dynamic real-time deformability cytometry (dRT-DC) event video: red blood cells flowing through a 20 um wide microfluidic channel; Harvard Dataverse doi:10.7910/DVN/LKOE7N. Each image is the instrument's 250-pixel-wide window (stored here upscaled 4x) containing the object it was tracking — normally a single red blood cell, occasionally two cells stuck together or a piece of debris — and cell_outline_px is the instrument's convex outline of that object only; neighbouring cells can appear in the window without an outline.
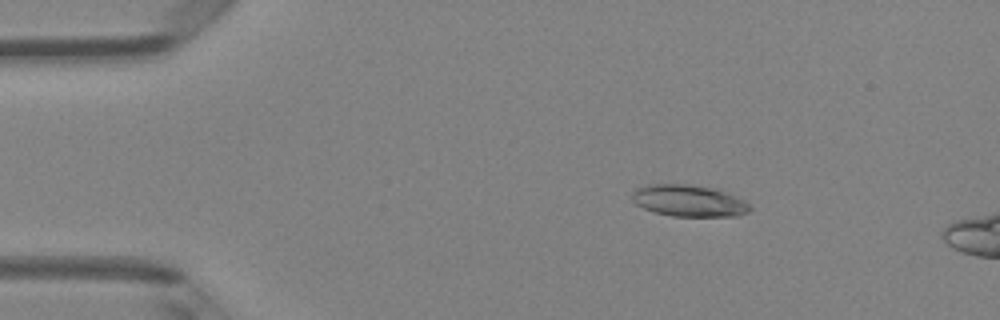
{"species": "Egyptian fruit bat (a non-hibernating species)", "species_latin": "Rousettus aegyptiacus", "temperature_condition": "room temperature", "stored_images_in_passage": 5, "camera_frame_rate_fps": 3000, "um_per_image_px": 0.085, "animal": {"sex": "female"}, "frame": {"image": 1, "passage_image": 3, "time_ms": 2.333, "image_size_px": [1000, 320], "cell_outline_px": [[752, 208], [748, 212], [736, 216], [672, 216], [656, 212], [644, 208], [636, 204], [632, 200], [632, 192], [636, 188], [648, 184], [692, 184], [716, 188], [744, 200]], "centroid_in_image_um": [58.55, 17.05], "position_along_channel_um": 26.5, "area_um2": 21.79}}